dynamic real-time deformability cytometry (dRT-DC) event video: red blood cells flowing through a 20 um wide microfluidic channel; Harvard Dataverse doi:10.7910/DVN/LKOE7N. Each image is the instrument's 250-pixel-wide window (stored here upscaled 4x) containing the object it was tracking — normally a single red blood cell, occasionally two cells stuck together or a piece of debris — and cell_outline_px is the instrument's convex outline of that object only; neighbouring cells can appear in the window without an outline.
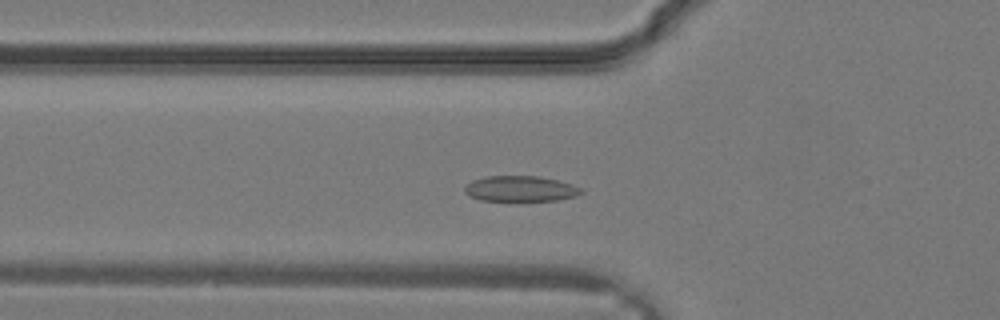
{"species": "common noctule bat (a hibernating species)", "species_latin": "Nyctalus noctula", "temperature_condition": "warm", "stored_images_in_passage": 25, "camera_frame_rate_fps": 3000, "um_per_image_px": 0.085, "animal": {"sex": "male", "body_mass_g": 19.2, "forearm_length_mm": 51.8}, "frame": {"image": 1, "passage_image": 7, "time_ms": 2.0, "image_size_px": [1000, 320], "cell_outline_px": [[584, 192], [576, 196], [556, 200], [480, 200], [464, 192], [464, 188], [472, 180], [484, 176], [540, 176], [572, 184], [580, 188]], "centroid_in_image_um": [44.24, 16.03], "position_along_channel_um": 81.6, "area_um2": 17.17}}
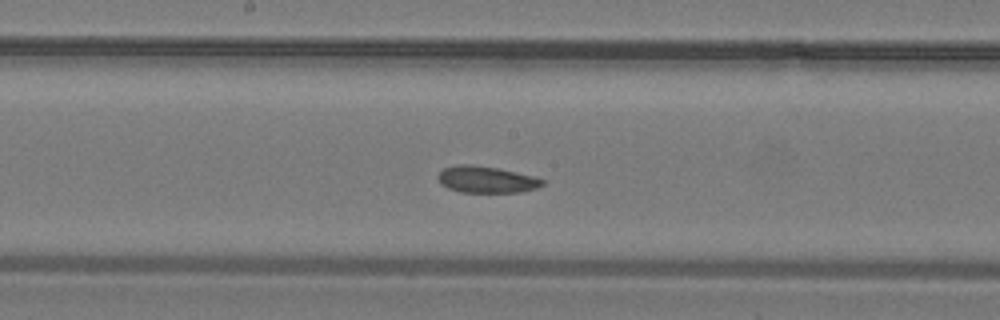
{"frame": {"image": 2, "passage_image": 13, "time_ms": 4.0, "image_size_px": [1000, 320], "cell_outline_px": [[544, 184], [536, 188], [520, 192], [460, 192], [448, 188], [440, 184], [436, 176], [444, 168], [456, 164], [472, 164], [496, 168], [532, 176], [544, 180]], "centroid_in_image_um": [41.28, 15.26], "position_along_channel_um": 206.9, "area_um2": 16.13}}
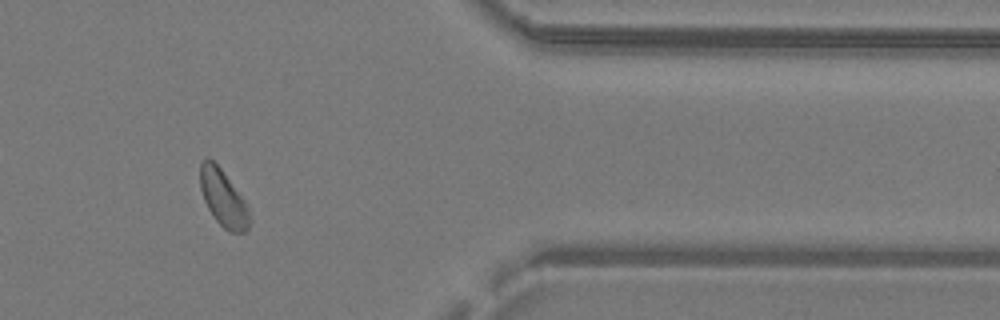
{"frame": {"image": 3, "passage_image": 23, "time_ms": 7.333, "image_size_px": [1000, 320], "cell_outline_px": [[252, 220], [248, 232], [228, 232], [216, 220], [208, 208], [204, 200], [200, 188], [200, 164], [208, 156], [220, 168], [244, 200], [248, 208]], "centroid_in_image_um": [18.99, 16.89], "position_along_channel_um": 392.4, "area_um2": 16.24}}